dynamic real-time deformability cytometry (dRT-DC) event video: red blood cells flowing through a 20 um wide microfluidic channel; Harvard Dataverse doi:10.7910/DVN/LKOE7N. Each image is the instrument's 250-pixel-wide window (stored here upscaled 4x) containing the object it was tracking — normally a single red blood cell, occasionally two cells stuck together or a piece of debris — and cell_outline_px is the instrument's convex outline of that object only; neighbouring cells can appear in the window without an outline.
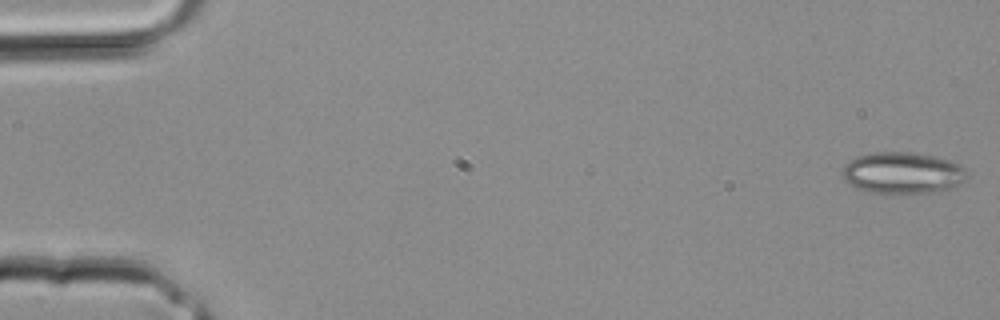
{"species": "common noctule bat (a hibernating species)", "species_latin": "Nyctalus noctula", "temperature_condition": "room temperature", "stored_images_in_passage": 3, "camera_frame_rate_fps": 3000, "um_per_image_px": 0.085, "animal": {"sex": "male", "body_mass_g": 20.4}, "frame": {"image": 1, "passage_image": 1, "time_ms": 0.0, "image_size_px": [1000, 320], "cell_outline_px": [[968, 176], [964, 180], [952, 188], [936, 192], [884, 196], [860, 188], [844, 180], [840, 172], [844, 164], [848, 160], [856, 156], [876, 152], [908, 152], [932, 156], [948, 160], [960, 164], [968, 172]], "centroid_in_image_um": [76.7, 14.73], "position_along_channel_um": 8.3, "area_um2": 30.81}}
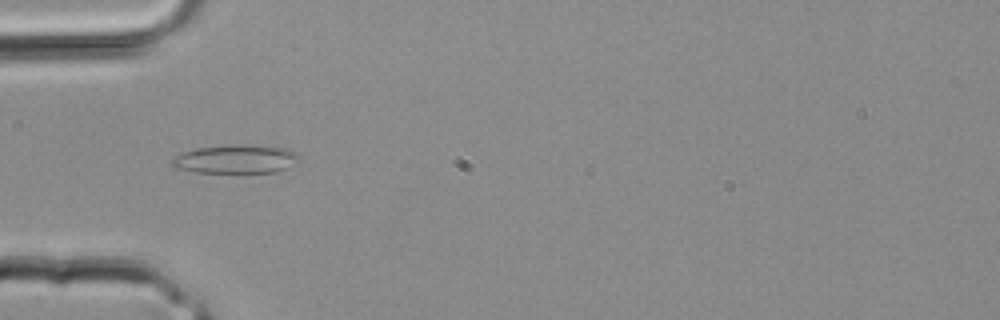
{"frame": {"image": 2, "passage_image": 3, "time_ms": 0.667, "image_size_px": [1000, 320], "cell_outline_px": [[296, 160], [288, 168], [276, 172], [192, 172], [172, 168], [172, 156], [196, 148], [232, 144], [244, 144], [288, 148], [296, 152]], "centroid_in_image_um": [19.97, 13.52], "position_along_channel_um": 65.0, "area_um2": 21.27}}